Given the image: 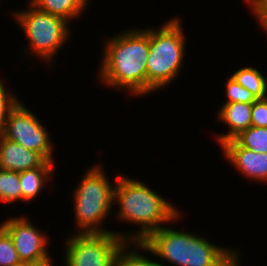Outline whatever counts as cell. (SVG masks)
I'll list each match as a JSON object with an SVG mask.
<instances>
[{
    "mask_svg": "<svg viewBox=\"0 0 267 266\" xmlns=\"http://www.w3.org/2000/svg\"><path fill=\"white\" fill-rule=\"evenodd\" d=\"M0 78V132L3 130L11 109L18 103L17 95L7 90L4 79Z\"/></svg>",
    "mask_w": 267,
    "mask_h": 266,
    "instance_id": "22",
    "label": "cell"
},
{
    "mask_svg": "<svg viewBox=\"0 0 267 266\" xmlns=\"http://www.w3.org/2000/svg\"><path fill=\"white\" fill-rule=\"evenodd\" d=\"M21 201L19 172L0 169V202Z\"/></svg>",
    "mask_w": 267,
    "mask_h": 266,
    "instance_id": "18",
    "label": "cell"
},
{
    "mask_svg": "<svg viewBox=\"0 0 267 266\" xmlns=\"http://www.w3.org/2000/svg\"><path fill=\"white\" fill-rule=\"evenodd\" d=\"M91 0H28L37 9L58 16L69 23L79 19Z\"/></svg>",
    "mask_w": 267,
    "mask_h": 266,
    "instance_id": "15",
    "label": "cell"
},
{
    "mask_svg": "<svg viewBox=\"0 0 267 266\" xmlns=\"http://www.w3.org/2000/svg\"><path fill=\"white\" fill-rule=\"evenodd\" d=\"M54 162L46 160L40 167L19 172L21 202H31L47 186L54 174Z\"/></svg>",
    "mask_w": 267,
    "mask_h": 266,
    "instance_id": "14",
    "label": "cell"
},
{
    "mask_svg": "<svg viewBox=\"0 0 267 266\" xmlns=\"http://www.w3.org/2000/svg\"><path fill=\"white\" fill-rule=\"evenodd\" d=\"M64 266H121L127 242L116 233H70Z\"/></svg>",
    "mask_w": 267,
    "mask_h": 266,
    "instance_id": "6",
    "label": "cell"
},
{
    "mask_svg": "<svg viewBox=\"0 0 267 266\" xmlns=\"http://www.w3.org/2000/svg\"><path fill=\"white\" fill-rule=\"evenodd\" d=\"M234 140L240 146L256 153H267V127L250 126Z\"/></svg>",
    "mask_w": 267,
    "mask_h": 266,
    "instance_id": "17",
    "label": "cell"
},
{
    "mask_svg": "<svg viewBox=\"0 0 267 266\" xmlns=\"http://www.w3.org/2000/svg\"><path fill=\"white\" fill-rule=\"evenodd\" d=\"M27 6L25 10H12L11 13L27 38L29 48H24L26 55L28 54L29 58L34 55L52 65L58 50L69 41L72 33L71 24L58 16L37 9L30 2Z\"/></svg>",
    "mask_w": 267,
    "mask_h": 266,
    "instance_id": "5",
    "label": "cell"
},
{
    "mask_svg": "<svg viewBox=\"0 0 267 266\" xmlns=\"http://www.w3.org/2000/svg\"><path fill=\"white\" fill-rule=\"evenodd\" d=\"M113 204L119 205L117 220L139 226L137 232L115 231L127 243H142L152 232L170 222L175 223L183 215L177 205L160 196L144 181L133 177L131 179L126 174L117 176Z\"/></svg>",
    "mask_w": 267,
    "mask_h": 266,
    "instance_id": "2",
    "label": "cell"
},
{
    "mask_svg": "<svg viewBox=\"0 0 267 266\" xmlns=\"http://www.w3.org/2000/svg\"><path fill=\"white\" fill-rule=\"evenodd\" d=\"M230 76L248 89L256 99L267 98V77L257 67H241Z\"/></svg>",
    "mask_w": 267,
    "mask_h": 266,
    "instance_id": "16",
    "label": "cell"
},
{
    "mask_svg": "<svg viewBox=\"0 0 267 266\" xmlns=\"http://www.w3.org/2000/svg\"><path fill=\"white\" fill-rule=\"evenodd\" d=\"M0 266H25L19 259L10 235L0 226Z\"/></svg>",
    "mask_w": 267,
    "mask_h": 266,
    "instance_id": "20",
    "label": "cell"
},
{
    "mask_svg": "<svg viewBox=\"0 0 267 266\" xmlns=\"http://www.w3.org/2000/svg\"><path fill=\"white\" fill-rule=\"evenodd\" d=\"M225 84V95L227 100L224 103H253L256 98L254 95L245 87L237 83L231 76L228 77Z\"/></svg>",
    "mask_w": 267,
    "mask_h": 266,
    "instance_id": "21",
    "label": "cell"
},
{
    "mask_svg": "<svg viewBox=\"0 0 267 266\" xmlns=\"http://www.w3.org/2000/svg\"><path fill=\"white\" fill-rule=\"evenodd\" d=\"M138 249L152 254L162 262L168 261L170 265L184 266L186 253V231L174 230L172 227L163 226L152 232ZM159 257V258H158Z\"/></svg>",
    "mask_w": 267,
    "mask_h": 266,
    "instance_id": "10",
    "label": "cell"
},
{
    "mask_svg": "<svg viewBox=\"0 0 267 266\" xmlns=\"http://www.w3.org/2000/svg\"><path fill=\"white\" fill-rule=\"evenodd\" d=\"M241 253L186 231L184 266H238Z\"/></svg>",
    "mask_w": 267,
    "mask_h": 266,
    "instance_id": "9",
    "label": "cell"
},
{
    "mask_svg": "<svg viewBox=\"0 0 267 266\" xmlns=\"http://www.w3.org/2000/svg\"><path fill=\"white\" fill-rule=\"evenodd\" d=\"M98 70V81L107 88L127 91L134 97L147 95L149 28H130L106 38Z\"/></svg>",
    "mask_w": 267,
    "mask_h": 266,
    "instance_id": "1",
    "label": "cell"
},
{
    "mask_svg": "<svg viewBox=\"0 0 267 266\" xmlns=\"http://www.w3.org/2000/svg\"><path fill=\"white\" fill-rule=\"evenodd\" d=\"M251 126L267 127V98L252 103Z\"/></svg>",
    "mask_w": 267,
    "mask_h": 266,
    "instance_id": "23",
    "label": "cell"
},
{
    "mask_svg": "<svg viewBox=\"0 0 267 266\" xmlns=\"http://www.w3.org/2000/svg\"><path fill=\"white\" fill-rule=\"evenodd\" d=\"M20 216L7 218L0 226L10 235L21 262L32 265L50 260L47 234L36 228L28 217Z\"/></svg>",
    "mask_w": 267,
    "mask_h": 266,
    "instance_id": "8",
    "label": "cell"
},
{
    "mask_svg": "<svg viewBox=\"0 0 267 266\" xmlns=\"http://www.w3.org/2000/svg\"><path fill=\"white\" fill-rule=\"evenodd\" d=\"M45 161L40 153L28 150L0 134V169L23 172L40 167Z\"/></svg>",
    "mask_w": 267,
    "mask_h": 266,
    "instance_id": "12",
    "label": "cell"
},
{
    "mask_svg": "<svg viewBox=\"0 0 267 266\" xmlns=\"http://www.w3.org/2000/svg\"><path fill=\"white\" fill-rule=\"evenodd\" d=\"M245 1V4L248 5L249 8H251L253 13L256 9H258L264 2H266L267 0H243Z\"/></svg>",
    "mask_w": 267,
    "mask_h": 266,
    "instance_id": "25",
    "label": "cell"
},
{
    "mask_svg": "<svg viewBox=\"0 0 267 266\" xmlns=\"http://www.w3.org/2000/svg\"><path fill=\"white\" fill-rule=\"evenodd\" d=\"M22 100L11 109L0 134L28 150L40 153L46 160L54 162L53 143L48 129L40 122Z\"/></svg>",
    "mask_w": 267,
    "mask_h": 266,
    "instance_id": "7",
    "label": "cell"
},
{
    "mask_svg": "<svg viewBox=\"0 0 267 266\" xmlns=\"http://www.w3.org/2000/svg\"><path fill=\"white\" fill-rule=\"evenodd\" d=\"M222 153L241 176L267 184V153H256L240 146L234 139L223 143Z\"/></svg>",
    "mask_w": 267,
    "mask_h": 266,
    "instance_id": "11",
    "label": "cell"
},
{
    "mask_svg": "<svg viewBox=\"0 0 267 266\" xmlns=\"http://www.w3.org/2000/svg\"><path fill=\"white\" fill-rule=\"evenodd\" d=\"M26 266H54L52 263V260H48L44 263H40V264H32V265H26Z\"/></svg>",
    "mask_w": 267,
    "mask_h": 266,
    "instance_id": "26",
    "label": "cell"
},
{
    "mask_svg": "<svg viewBox=\"0 0 267 266\" xmlns=\"http://www.w3.org/2000/svg\"><path fill=\"white\" fill-rule=\"evenodd\" d=\"M181 23L180 17H170L158 28L149 27L147 94L167 88L181 73L187 46Z\"/></svg>",
    "mask_w": 267,
    "mask_h": 266,
    "instance_id": "3",
    "label": "cell"
},
{
    "mask_svg": "<svg viewBox=\"0 0 267 266\" xmlns=\"http://www.w3.org/2000/svg\"><path fill=\"white\" fill-rule=\"evenodd\" d=\"M217 111L218 121L228 126V132L215 135L216 143L221 146L223 143L234 139L241 132L251 126L252 103H222Z\"/></svg>",
    "mask_w": 267,
    "mask_h": 266,
    "instance_id": "13",
    "label": "cell"
},
{
    "mask_svg": "<svg viewBox=\"0 0 267 266\" xmlns=\"http://www.w3.org/2000/svg\"><path fill=\"white\" fill-rule=\"evenodd\" d=\"M103 165H93L85 172L73 190L74 214L77 233H110L104 228L106 217L113 210L115 182L111 184ZM114 185V186H113Z\"/></svg>",
    "mask_w": 267,
    "mask_h": 266,
    "instance_id": "4",
    "label": "cell"
},
{
    "mask_svg": "<svg viewBox=\"0 0 267 266\" xmlns=\"http://www.w3.org/2000/svg\"><path fill=\"white\" fill-rule=\"evenodd\" d=\"M136 249H138V243L131 242L126 244L121 256V266H170L162 261H157L156 258L155 260L154 258L153 260L152 258L149 259V255L148 257L146 255L143 256V254Z\"/></svg>",
    "mask_w": 267,
    "mask_h": 266,
    "instance_id": "19",
    "label": "cell"
},
{
    "mask_svg": "<svg viewBox=\"0 0 267 266\" xmlns=\"http://www.w3.org/2000/svg\"><path fill=\"white\" fill-rule=\"evenodd\" d=\"M252 15L259 23V27L262 28L267 35V1L264 2L258 9H256Z\"/></svg>",
    "mask_w": 267,
    "mask_h": 266,
    "instance_id": "24",
    "label": "cell"
}]
</instances>
